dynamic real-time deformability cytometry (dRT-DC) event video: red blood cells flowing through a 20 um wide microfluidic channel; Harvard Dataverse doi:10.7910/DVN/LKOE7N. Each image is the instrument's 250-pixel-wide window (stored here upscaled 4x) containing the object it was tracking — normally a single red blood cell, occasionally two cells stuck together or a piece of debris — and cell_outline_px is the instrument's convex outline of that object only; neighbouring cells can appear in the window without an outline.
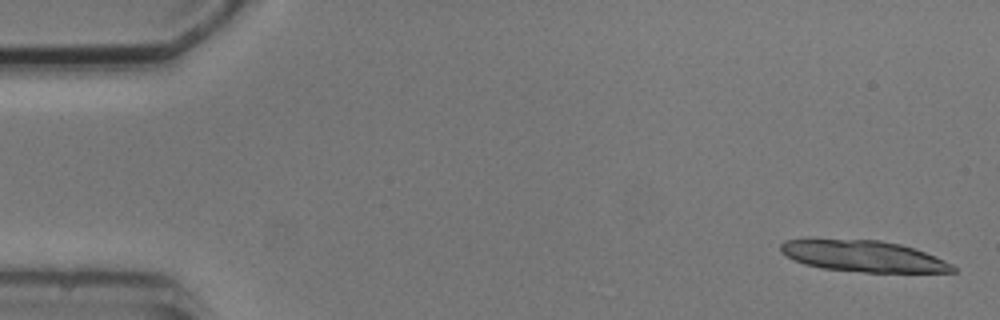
{"species": "common noctule bat (a hibernating species)", "species_latin": "Nyctalus noctula", "temperature_condition": "cold", "stored_images_in_passage": 4, "camera_frame_rate_fps": 3000, "um_per_image_px": 0.085, "animal": {"sex": "male", "body_mass_g": 20.5, "forearm_length_mm": 52.5}, "frame": {"image": 1, "passage_image": 1, "time_ms": 0.0, "image_size_px": [1000, 320], "cell_outline_px": [[956, 272], [864, 272], [820, 268], [804, 264], [780, 252], [780, 244], [784, 240], [808, 236], [880, 240], [900, 244], [936, 256], [952, 264], [956, 268]], "centroid_in_image_um": [73.27, 21.72], "position_along_channel_um": 11.7, "area_um2": 32.31}}